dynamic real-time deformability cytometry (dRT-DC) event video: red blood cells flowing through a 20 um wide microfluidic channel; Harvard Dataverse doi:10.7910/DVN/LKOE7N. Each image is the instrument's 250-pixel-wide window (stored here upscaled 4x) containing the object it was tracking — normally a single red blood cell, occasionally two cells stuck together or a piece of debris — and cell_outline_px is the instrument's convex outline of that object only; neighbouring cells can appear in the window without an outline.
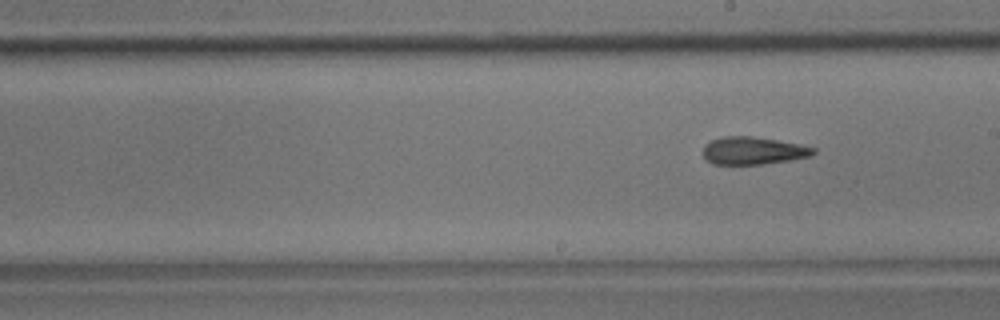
{"species": "common noctule bat (a hibernating species)", "species_latin": "Nyctalus noctula", "temperature_condition": "room temperature", "stored_images_in_passage": 7, "segment_of_instrument_passage": [2, 2], "camera_frame_rate_fps": 3000, "um_per_image_px": 0.085, "animal": {"sex": "male", "body_mass_g": 17.9}, "frame": {"image": 1, "passage_image": 7, "time_ms": 8.0, "image_size_px": [1000, 320], "cell_outline_px": [[816, 152], [812, 156], [764, 164], [712, 164], [704, 160], [704, 144], [720, 136], [752, 136], [776, 140], [816, 148]], "centroid_in_image_um": [63.98, 12.81], "position_along_channel_um": 225.0, "area_um2": 17.74}}